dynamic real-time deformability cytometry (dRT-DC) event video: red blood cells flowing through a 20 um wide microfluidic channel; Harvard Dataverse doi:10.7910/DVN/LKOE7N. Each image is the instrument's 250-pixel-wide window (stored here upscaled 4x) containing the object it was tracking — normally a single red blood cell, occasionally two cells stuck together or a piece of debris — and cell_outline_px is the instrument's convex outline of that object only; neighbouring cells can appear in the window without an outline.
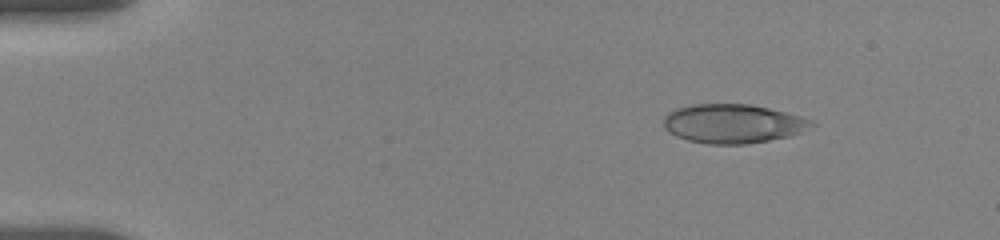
{"species": "human", "species_latin": "Homo sapiens", "temperature_condition": "room temperature", "stored_images_in_passage": 25, "camera_frame_rate_fps": 3000, "um_per_image_px": 0.085, "donor": {"sex": "female"}, "frame": {"image": 1, "passage_image": 1, "time_ms": 0.0, "image_size_px": [1000, 240], "cell_outline_px": [[816, 124], [800, 132], [788, 136], [748, 144], [708, 144], [688, 140], [676, 136], [668, 132], [664, 128], [664, 116], [668, 112], [676, 108], [692, 104], [748, 104], [768, 108], [800, 116], [812, 120]], "centroid_in_image_um": [62.26, 10.51], "position_along_channel_um": 22.7, "area_um2": 33.52}}
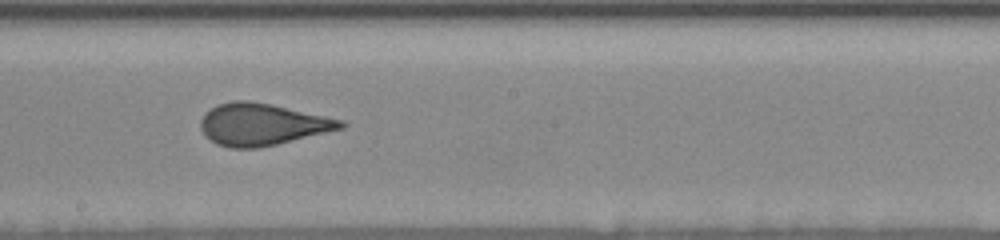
{"frame": {"image": 2, "passage_image": 13, "time_ms": 8.0, "image_size_px": [1000, 240], "cell_outline_px": [[348, 124], [344, 128], [276, 144], [256, 148], [232, 148], [216, 144], [204, 136], [200, 128], [200, 120], [216, 104], [232, 100], [248, 100], [272, 104], [344, 120]], "centroid_in_image_um": [22.28, 10.56], "position_along_channel_um": 225.9, "area_um2": 34.28}}
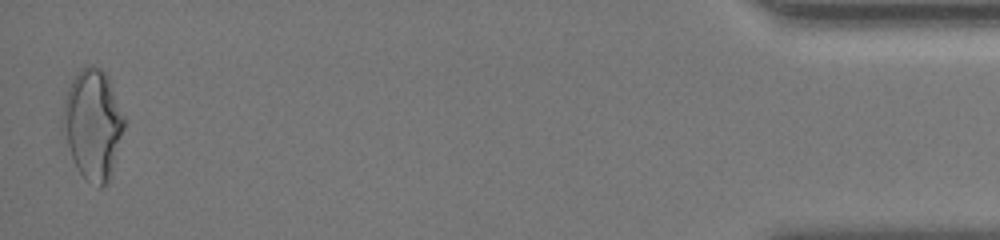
{"frame": {"image": 3, "passage_image": 25, "time_ms": 15.667, "image_size_px": [1000, 240], "cell_outline_px": [[124, 128], [108, 180], [100, 188], [84, 180], [76, 168], [68, 144], [64, 124], [64, 104], [68, 88], [76, 72], [84, 64], [92, 64], [100, 68], [108, 76], [124, 116]], "centroid_in_image_um": [7.9, 10.52], "position_along_channel_um": 427.3, "area_um2": 38.55}, "authors_computed_cell_mechanics": {"area_um2": 34.2754, "velocity_mm_per_s": 3.6634, "shape_relaxation_time_tau1_ms": 9.1331, "shape_relaxation_time_tau2_ms": 0.6366, "deformation_change_tau1": 0.2105, "deformation_change_tau2": 0.0759}}